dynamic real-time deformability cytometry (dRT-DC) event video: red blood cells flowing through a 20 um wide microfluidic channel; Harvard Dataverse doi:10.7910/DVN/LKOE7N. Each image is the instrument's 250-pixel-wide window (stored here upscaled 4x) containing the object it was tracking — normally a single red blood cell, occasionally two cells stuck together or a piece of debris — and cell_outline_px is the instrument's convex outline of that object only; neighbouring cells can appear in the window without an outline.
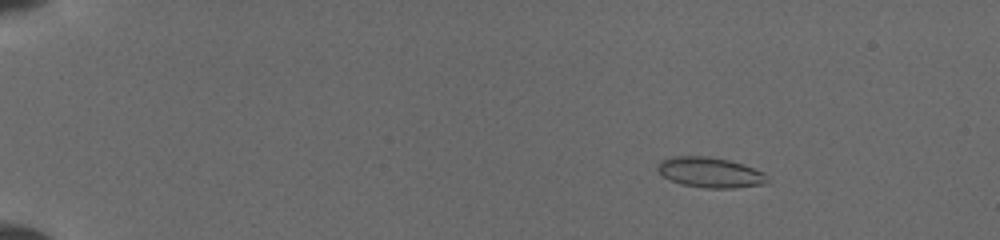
{"species": "common noctule bat (a hibernating species)", "species_latin": "Nyctalus noctula", "temperature_condition": "cold", "stored_images_in_passage": 12, "camera_frame_rate_fps": 3000, "um_per_image_px": 0.085, "animal": {"sex": "female", "body_mass_g": 19.5, "forearm_length_mm": 54.1}, "frame": {"image": 1, "passage_image": 4, "time_ms": 2.0, "image_size_px": [1000, 240], "cell_outline_px": [[768, 184], [732, 188], [708, 188], [680, 184], [664, 176], [656, 168], [656, 164], [660, 160], [672, 156], [708, 156], [728, 160], [744, 164], [764, 172], [768, 180]], "centroid_in_image_um": [60.37, 14.65], "position_along_channel_um": 24.6, "area_um2": 19.48}}
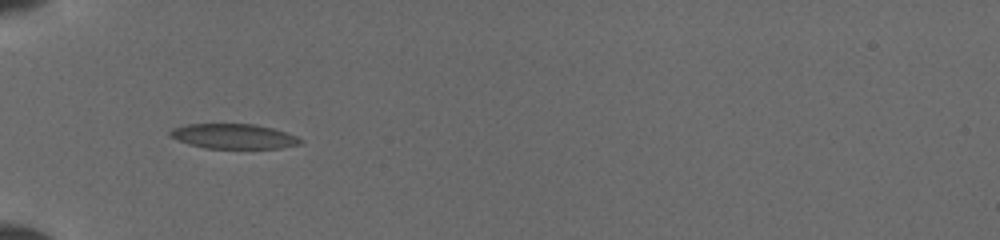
{"frame": {"image": 2, "passage_image": 10, "time_ms": 5.667, "image_size_px": [1000, 240], "cell_outline_px": [[304, 140], [300, 144], [280, 148], [204, 148], [188, 144], [168, 136], [168, 132], [172, 128], [184, 124], [256, 124], [272, 128], [296, 136]], "centroid_in_image_um": [19.81, 11.58], "position_along_channel_um": 65.2, "area_um2": 18.96}}
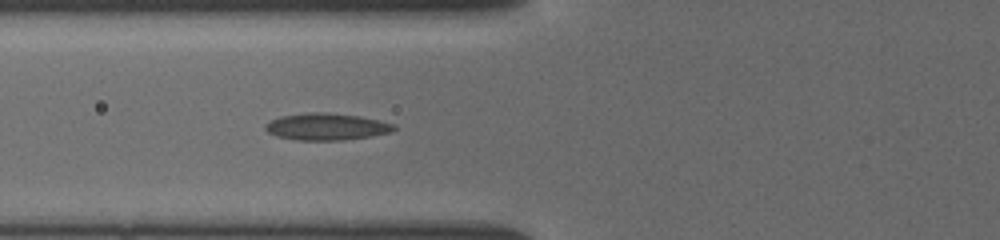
{"frame": {"image": 3, "passage_image": 12, "time_ms": 6.667, "image_size_px": [1000, 240], "cell_outline_px": [[396, 128], [392, 132], [372, 136], [344, 140], [296, 140], [276, 136], [268, 132], [264, 128], [264, 124], [280, 116], [308, 112], [324, 112], [360, 116], [396, 124]], "centroid_in_image_um": [27.76, 10.77], "position_along_channel_um": 98.0, "area_um2": 20.29}}